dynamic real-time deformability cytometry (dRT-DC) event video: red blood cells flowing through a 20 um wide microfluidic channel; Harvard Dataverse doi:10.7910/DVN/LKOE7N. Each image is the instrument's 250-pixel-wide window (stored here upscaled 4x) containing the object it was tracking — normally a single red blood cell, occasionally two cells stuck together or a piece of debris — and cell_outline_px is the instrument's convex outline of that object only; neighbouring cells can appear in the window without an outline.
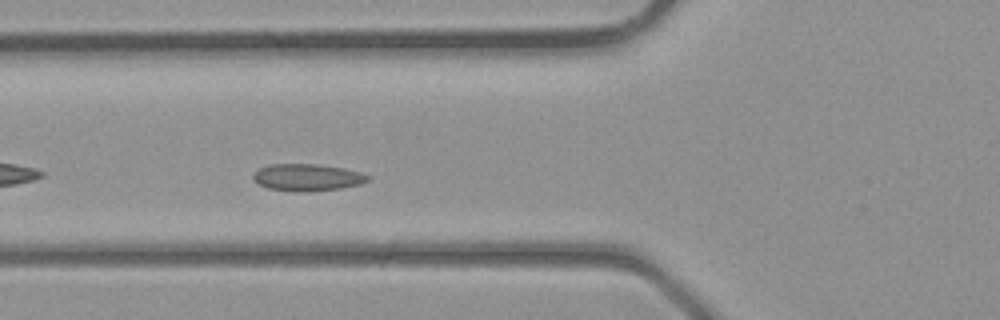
{"species": "common noctule bat (a hibernating species)", "species_latin": "Nyctalus noctula", "temperature_condition": "room temperature", "stored_images_in_passage": 30, "camera_frame_rate_fps": 3000, "um_per_image_px": 0.085, "animal": {"sex": "male", "body_mass_g": 23.1, "forearm_length_mm": 52.7}, "frame": {"image": 1, "passage_image": 5, "time_ms": 1.333, "image_size_px": [1000, 320], "cell_outline_px": [[372, 176], [368, 180], [360, 184], [340, 188], [304, 192], [292, 192], [268, 188], [252, 180], [252, 176], [260, 168], [268, 164], [316, 164], [344, 168], [360, 172]], "centroid_in_image_um": [26.11, 15.08], "position_along_channel_um": 99.7, "area_um2": 18.09}}
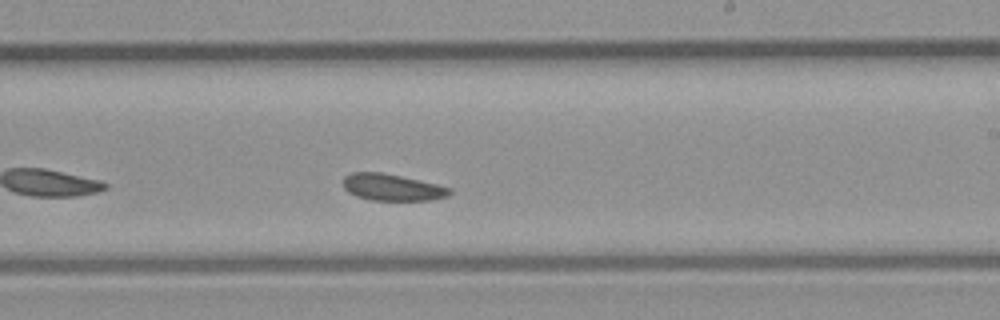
{"frame": {"image": 2, "passage_image": 14, "time_ms": 4.333, "image_size_px": [1000, 320], "cell_outline_px": [[452, 192], [448, 196], [432, 200], [372, 200], [356, 196], [348, 192], [344, 188], [344, 176], [352, 172], [380, 172], [400, 176], [436, 184], [452, 188]], "centroid_in_image_um": [33.34, 15.93], "position_along_channel_um": 255.7, "area_um2": 16.47}}
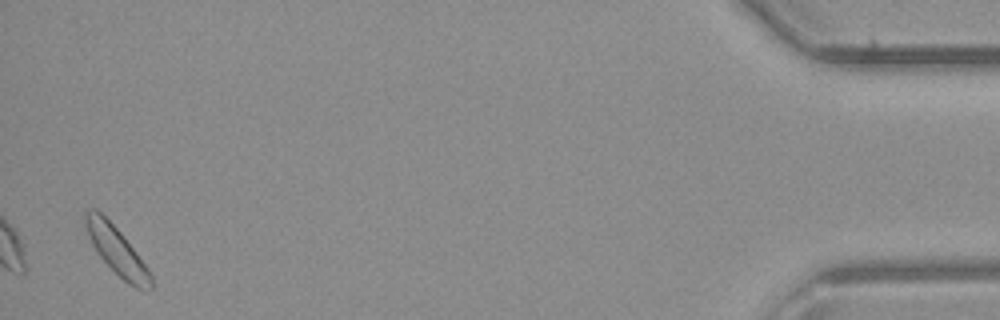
{"frame": {"image": 3, "passage_image": 29, "time_ms": 9.333, "image_size_px": [1000, 320], "cell_outline_px": [[152, 288], [148, 292], [136, 288], [128, 284], [100, 256], [92, 244], [88, 236], [84, 224], [84, 216], [92, 208], [96, 208], [120, 232], [152, 272]], "centroid_in_image_um": [9.96, 21.34], "position_along_channel_um": 425.2, "area_um2": 18.03}}